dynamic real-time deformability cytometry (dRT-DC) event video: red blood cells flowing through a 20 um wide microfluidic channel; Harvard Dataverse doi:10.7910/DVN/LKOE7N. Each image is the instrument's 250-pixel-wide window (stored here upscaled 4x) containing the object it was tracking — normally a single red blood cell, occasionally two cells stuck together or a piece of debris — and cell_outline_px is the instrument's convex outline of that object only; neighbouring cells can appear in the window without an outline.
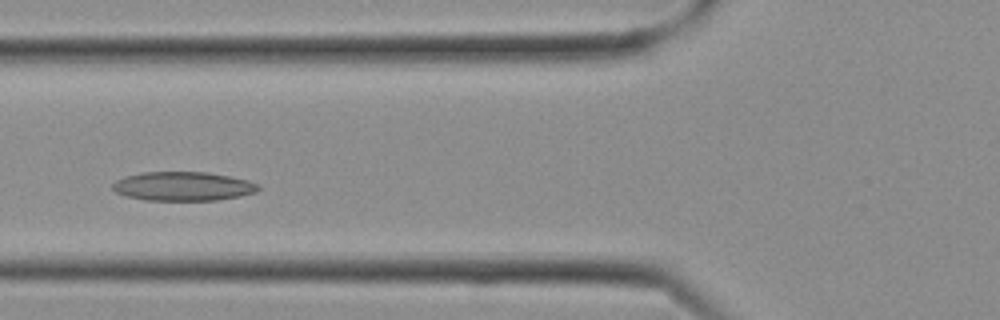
{"species": "Egyptian fruit bat (a non-hibernating species)", "species_latin": "Rousettus aegyptiacus", "temperature_condition": "cold", "stored_images_in_passage": 24, "camera_frame_rate_fps": 3000, "um_per_image_px": 0.085, "frame": {"image": 1, "passage_image": 7, "time_ms": 2.0, "image_size_px": [1000, 320], "cell_outline_px": [[260, 188], [256, 192], [240, 196], [216, 200], [144, 200], [128, 196], [116, 192], [112, 188], [112, 184], [116, 180], [124, 176], [144, 172], [208, 172], [248, 180], [260, 184]], "centroid_in_image_um": [15.57, 15.83], "position_along_channel_um": 110.2, "area_um2": 24.62}}
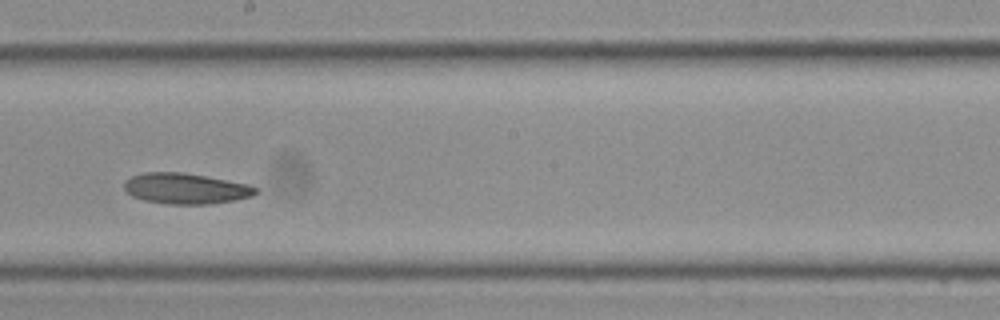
{"frame": {"image": 2, "passage_image": 12, "time_ms": 3.667, "image_size_px": [1000, 320], "cell_outline_px": [[260, 188], [252, 196], [236, 200], [208, 204], [168, 204], [144, 200], [132, 196], [124, 188], [124, 180], [132, 176], [144, 172], [184, 172], [248, 184]], "centroid_in_image_um": [15.79, 16.02], "position_along_channel_um": 232.4, "area_um2": 23.58}}
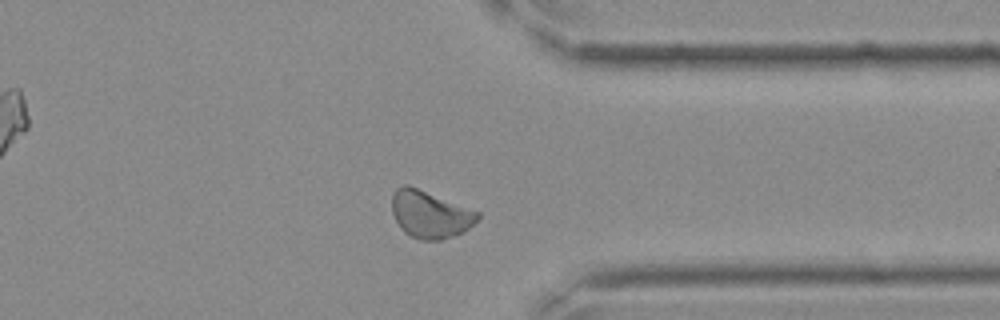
{"frame": {"image": 3, "passage_image": 18, "time_ms": 5.667, "image_size_px": [1000, 320], "cell_outline_px": [[480, 216], [464, 232], [440, 240], [420, 240], [408, 236], [400, 228], [392, 212], [392, 192], [396, 188], [404, 184], [408, 184], [480, 212]], "centroid_in_image_um": [36.52, 18.21], "position_along_channel_um": 374.9, "area_um2": 23.7}}